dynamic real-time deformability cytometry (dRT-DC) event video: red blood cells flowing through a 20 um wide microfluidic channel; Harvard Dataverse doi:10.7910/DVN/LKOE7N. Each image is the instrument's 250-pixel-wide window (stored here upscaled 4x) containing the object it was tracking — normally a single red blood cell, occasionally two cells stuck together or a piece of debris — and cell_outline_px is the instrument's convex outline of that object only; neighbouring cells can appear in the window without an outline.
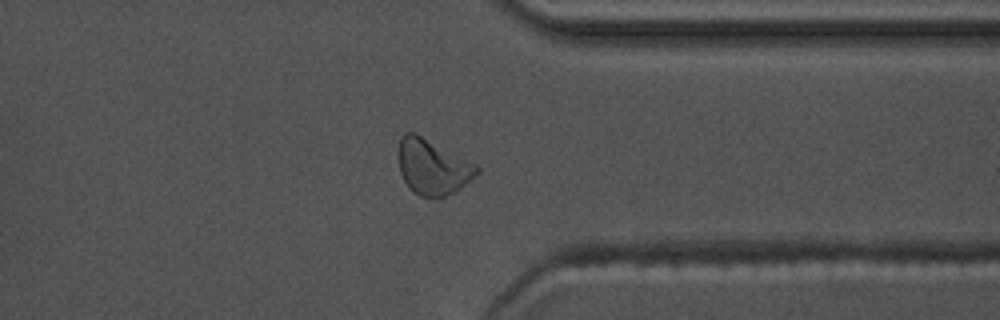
{"species": "common noctule bat (a hibernating species)", "species_latin": "Nyctalus noctula", "temperature_condition": "warm", "stored_images_in_passage": 56, "camera_frame_rate_fps": 3000, "um_per_image_px": 0.085, "animal": {"sex": "male", "body_mass_g": 17.5, "forearm_length_mm": 52.3}, "frame": {"image": 1, "passage_image": 44, "time_ms": 14.333, "image_size_px": [1000, 320], "cell_outline_px": [[480, 172], [456, 192], [444, 196], [420, 196], [412, 192], [404, 180], [400, 172], [400, 136], [404, 132], [416, 132], [476, 164], [480, 168]], "centroid_in_image_um": [36.79, 14.18], "position_along_channel_um": 374.6, "area_um2": 25.14}}
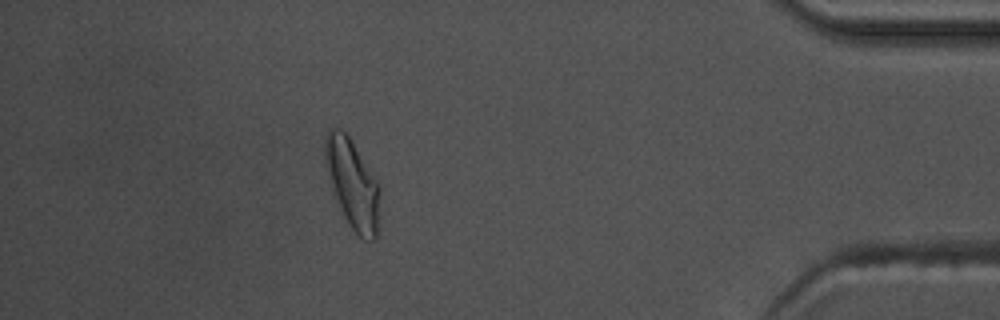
{"frame": {"image": 2, "passage_image": 50, "time_ms": 16.333, "image_size_px": [1000, 320], "cell_outline_px": [[380, 192], [376, 236], [372, 240], [364, 240], [352, 228], [344, 216], [332, 192], [324, 160], [324, 140], [328, 128], [340, 128], [352, 140], [380, 184]], "centroid_in_image_um": [29.94, 15.57], "position_along_channel_um": 405.3, "area_um2": 28.55}, "authors_computed_cell_mechanics": {"area_um2": 23.2356, "velocity_mm_per_s": 3.7136, "shape_relaxation_time_tau1_ms": 7.9049, "shape_relaxation_time_tau2_ms": 4.0543, "deformation_change_tau1": 0.201, "deformation_change_tau2": 0.1113}}